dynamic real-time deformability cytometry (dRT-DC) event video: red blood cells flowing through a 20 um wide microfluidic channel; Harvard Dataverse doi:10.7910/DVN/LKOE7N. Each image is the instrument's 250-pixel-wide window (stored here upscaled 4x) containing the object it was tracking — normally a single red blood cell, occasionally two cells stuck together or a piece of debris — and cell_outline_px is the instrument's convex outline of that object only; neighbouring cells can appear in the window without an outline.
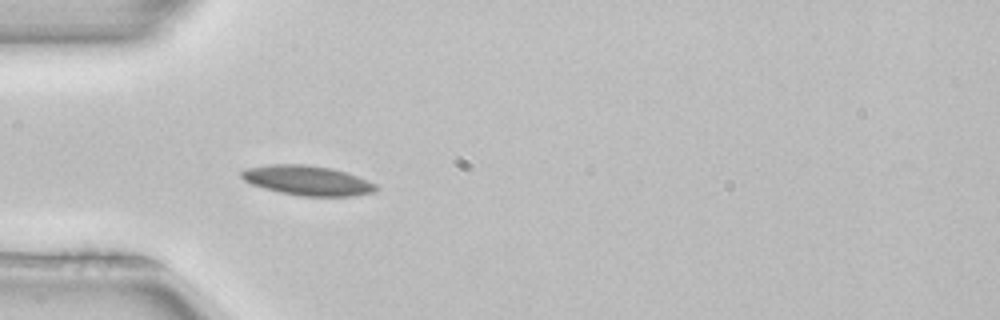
{"species": "common noctule bat (a hibernating species)", "species_latin": "Nyctalus noctula", "temperature_condition": "room temperature", "stored_images_in_passage": 51, "camera_frame_rate_fps": 3000, "um_per_image_px": 0.085, "animal": {"sex": "female", "body_mass_g": 22.7, "forearm_length_mm": 54.2}, "frame": {"image": 1, "passage_image": 15, "time_ms": 4.667, "image_size_px": [1000, 320], "cell_outline_px": [[380, 188], [372, 192], [352, 196], [300, 196], [280, 192], [264, 188], [252, 184], [244, 180], [240, 176], [240, 172], [244, 168], [268, 164], [304, 164], [328, 168], [344, 172], [356, 176], [376, 184]], "centroid_in_image_um": [26.08, 15.34], "position_along_channel_um": 58.9, "area_um2": 23.18}, "authors_computed_cell_mechanics": {"area_um2": 20.9236, "velocity_mm_per_s": 3.9487, "shape_relaxation_time_tau1_ms": 3.4914, "shape_relaxation_time_tau2_ms": null, "deformation_change_tau1": 0.0827, "deformation_change_tau2": null}}